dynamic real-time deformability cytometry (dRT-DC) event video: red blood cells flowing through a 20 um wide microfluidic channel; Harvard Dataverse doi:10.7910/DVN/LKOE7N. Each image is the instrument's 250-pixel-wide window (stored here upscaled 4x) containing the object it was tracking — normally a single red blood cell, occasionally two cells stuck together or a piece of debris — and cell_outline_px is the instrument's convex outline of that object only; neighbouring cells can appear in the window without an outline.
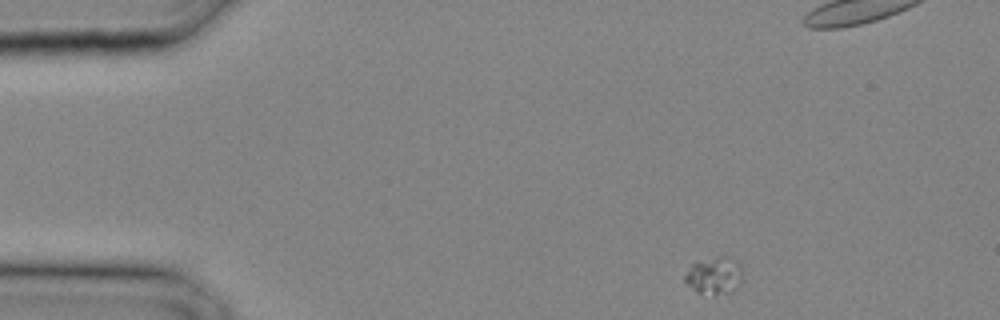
{"species": "common noctule bat (a hibernating species)", "species_latin": "Nyctalus noctula", "temperature_condition": "cold", "stored_images_in_passage": 25, "camera_frame_rate_fps": 3000, "um_per_image_px": 0.085, "animal": {"sex": "male", "body_mass_g": 20.4}, "frame": {"image": 1, "passage_image": 1, "time_ms": 0.0, "image_size_px": [1000, 320], "cell_outline_px": [[740, 284], [732, 292], [696, 292], [684, 280], [684, 276], [692, 264], [716, 256], [732, 256], [740, 264]], "centroid_in_image_um": [60.72, 23.37], "position_along_channel_um": 24.3, "area_um2": 12.08}}
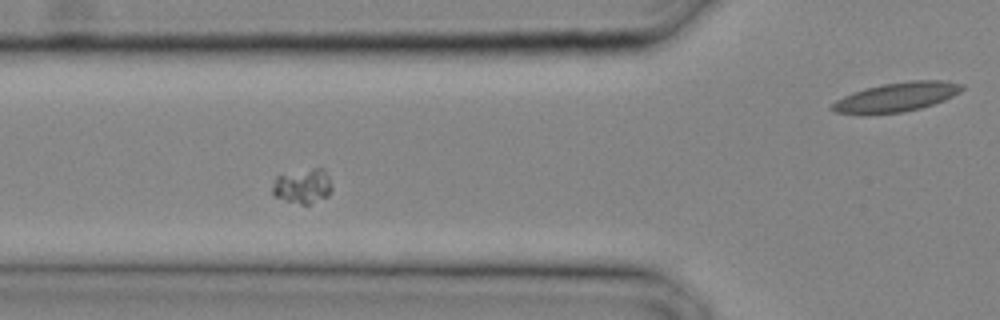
{"frame": {"image": 2, "passage_image": 8, "time_ms": 2.333, "image_size_px": [1000, 320], "cell_outline_px": [[332, 188], [328, 196], [308, 204], [300, 204], [284, 200], [276, 196], [272, 192], [272, 188], [276, 176], [312, 168], [324, 168], [328, 176]], "centroid_in_image_um": [25.74, 15.81], "position_along_channel_um": 100.1, "area_um2": 11.85}}